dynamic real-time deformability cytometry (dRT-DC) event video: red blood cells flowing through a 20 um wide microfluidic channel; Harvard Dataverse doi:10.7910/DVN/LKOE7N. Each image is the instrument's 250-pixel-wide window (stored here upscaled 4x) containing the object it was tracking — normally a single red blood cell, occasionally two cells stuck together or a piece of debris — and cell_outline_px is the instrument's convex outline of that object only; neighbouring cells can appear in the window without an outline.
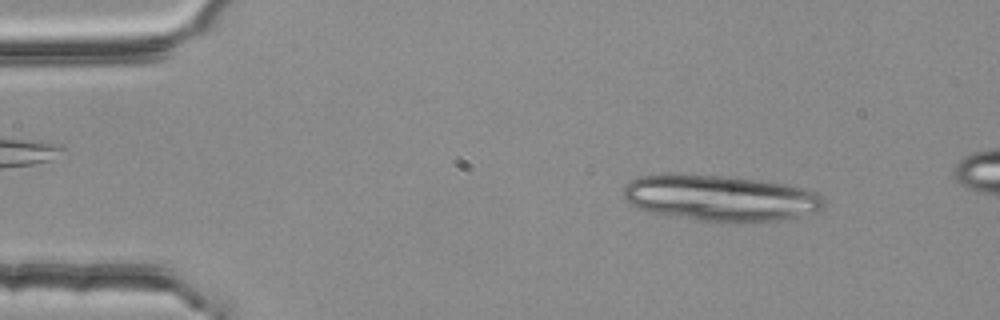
{"species": "common noctule bat (a hibernating species)", "species_latin": "Nyctalus noctula", "temperature_condition": "room temperature", "stored_images_in_passage": 5, "segment_of_instrument_passage": [1, 2], "camera_frame_rate_fps": 3000, "um_per_image_px": 0.085, "animal": {"sex": "female", "body_mass_g": 25.1}, "frame": {"image": 1, "passage_image": 1, "time_ms": 0.0, "image_size_px": [1000, 320], "cell_outline_px": [[824, 208], [816, 212], [800, 216], [780, 220], [748, 224], [732, 224], [700, 220], [672, 216], [648, 212], [636, 208], [624, 196], [624, 188], [632, 180], [640, 176], [732, 176], [764, 180], [812, 188], [824, 200]], "centroid_in_image_um": [61.38, 16.88], "position_along_channel_um": 23.6, "area_um2": 54.16}}